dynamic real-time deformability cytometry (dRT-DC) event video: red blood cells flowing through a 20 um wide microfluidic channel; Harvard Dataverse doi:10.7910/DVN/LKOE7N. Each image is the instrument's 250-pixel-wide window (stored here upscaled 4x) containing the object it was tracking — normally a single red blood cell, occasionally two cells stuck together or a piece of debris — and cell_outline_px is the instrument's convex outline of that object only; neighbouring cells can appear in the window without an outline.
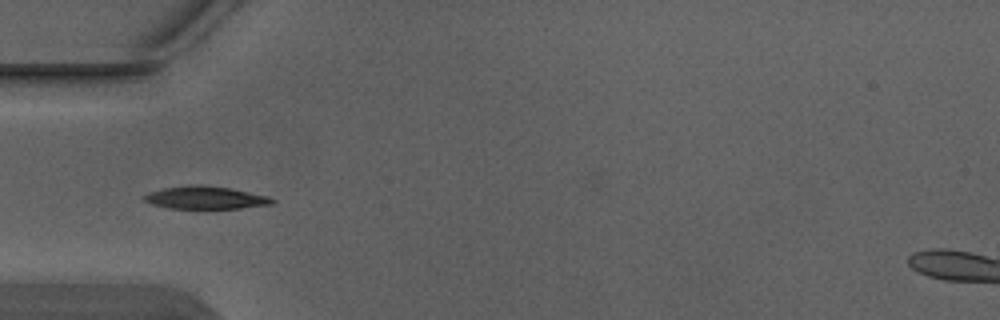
{"species": "Egyptian fruit bat (a non-hibernating species)", "species_latin": "Rousettus aegyptiacus", "temperature_condition": "warm", "stored_images_in_passage": 4, "camera_frame_rate_fps": 3000, "um_per_image_px": 0.085, "animal": {"sex": "male"}, "frame": {"image": 1, "passage_image": 3, "time_ms": 0.667, "image_size_px": [1000, 320], "cell_outline_px": [[276, 200], [272, 204], [240, 208], [168, 208], [152, 204], [144, 200], [144, 196], [148, 192], [164, 188], [188, 184], [200, 184], [232, 188], [268, 196]], "centroid_in_image_um": [17.47, 16.78], "position_along_channel_um": 67.5, "area_um2": 16.99}}
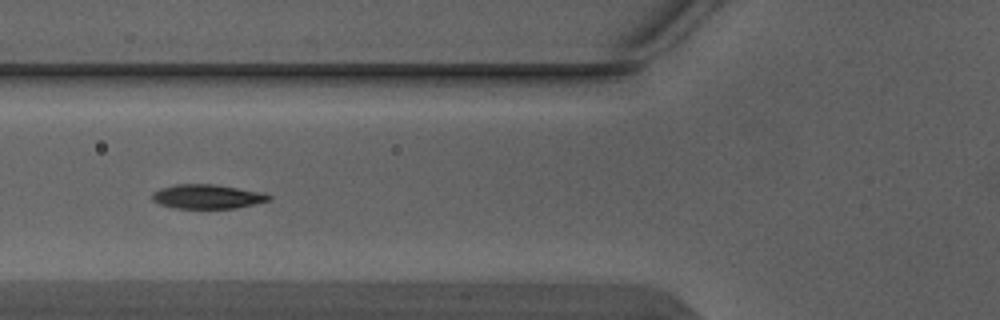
{"frame": {"image": 2, "passage_image": 4, "time_ms": 1.0, "image_size_px": [1000, 320], "cell_outline_px": [[272, 200], [236, 208], [172, 208], [160, 204], [152, 200], [152, 192], [160, 188], [176, 184], [216, 184], [264, 192], [272, 196]], "centroid_in_image_um": [17.64, 16.7], "position_along_channel_um": 108.2, "area_um2": 16.7}}